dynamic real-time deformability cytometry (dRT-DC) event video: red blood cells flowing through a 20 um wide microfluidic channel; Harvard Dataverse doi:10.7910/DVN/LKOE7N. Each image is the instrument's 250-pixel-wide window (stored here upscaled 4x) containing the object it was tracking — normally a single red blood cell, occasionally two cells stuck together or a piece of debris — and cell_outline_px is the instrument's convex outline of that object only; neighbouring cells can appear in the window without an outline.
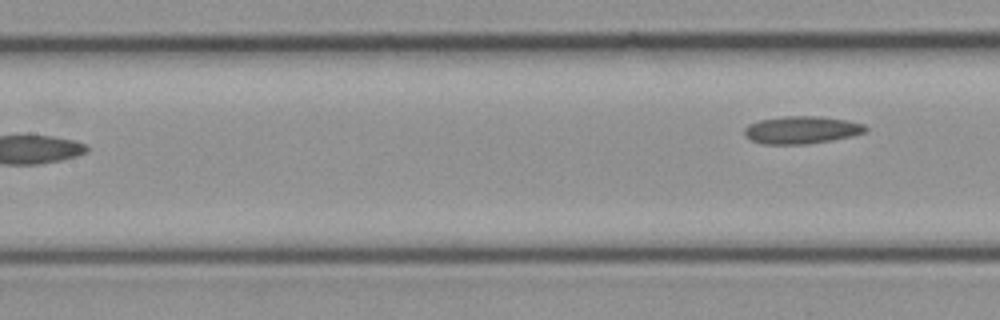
{"species": "common noctule bat (a hibernating species)", "species_latin": "Nyctalus noctula", "temperature_condition": "cold", "stored_images_in_passage": 15, "camera_frame_rate_fps": 3000, "um_per_image_px": 0.085, "animal": {"sex": "female", "body_mass_g": 21.9}, "frame": {"image": 1, "passage_image": 15, "time_ms": 4.667, "image_size_px": [1000, 320], "cell_outline_px": [[868, 132], [852, 136], [832, 140], [808, 144], [764, 144], [752, 140], [744, 136], [744, 128], [748, 124], [760, 120], [784, 116], [820, 116], [848, 120], [864, 124], [868, 128]], "centroid_in_image_um": [68.16, 11.04], "position_along_channel_um": 139.2, "area_um2": 19.65}}